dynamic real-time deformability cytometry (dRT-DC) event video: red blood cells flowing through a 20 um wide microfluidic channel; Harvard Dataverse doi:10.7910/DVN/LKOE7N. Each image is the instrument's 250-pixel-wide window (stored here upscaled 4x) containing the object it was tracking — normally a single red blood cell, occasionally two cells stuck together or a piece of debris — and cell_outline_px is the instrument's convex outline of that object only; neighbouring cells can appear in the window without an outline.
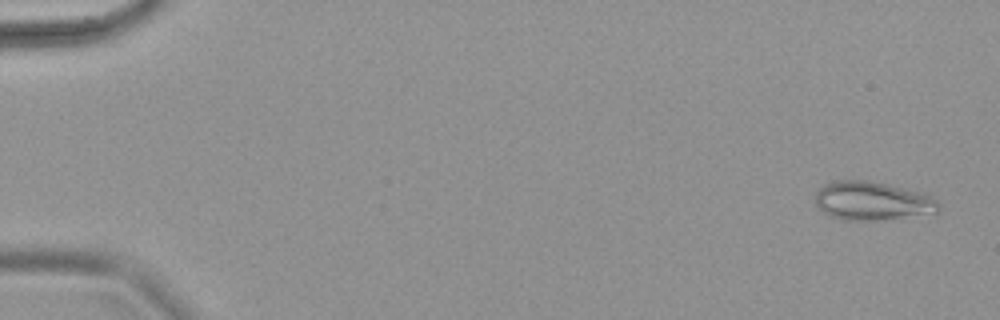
{"species": "common noctule bat (a hibernating species)", "species_latin": "Nyctalus noctula", "temperature_condition": "warm", "stored_images_in_passage": 65, "camera_frame_rate_fps": 3000, "um_per_image_px": 0.085, "animal": {"sex": "female", "body_mass_g": 18.4}, "frame": {"image": 1, "passage_image": 3, "time_ms": 0.667, "image_size_px": [1000, 320], "cell_outline_px": [[940, 212], [880, 220], [840, 220], [824, 212], [816, 204], [816, 192], [824, 184], [840, 180], [868, 180], [888, 184], [924, 192], [932, 196], [940, 204]], "centroid_in_image_um": [74.19, 17.07], "position_along_channel_um": 10.8, "area_um2": 27.92}}
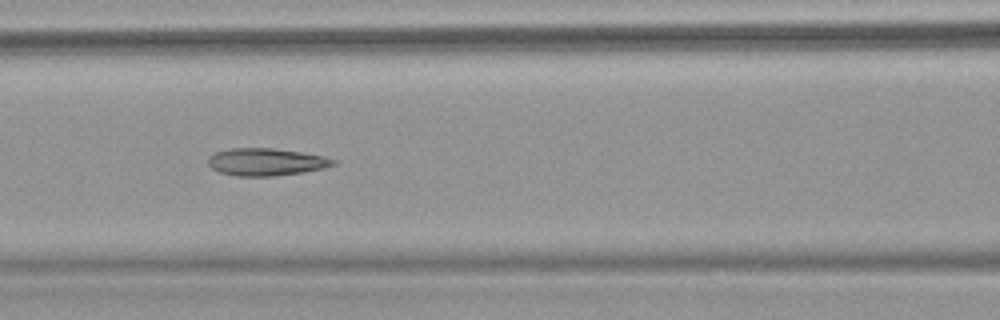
{"frame": {"image": 2, "passage_image": 30, "time_ms": 9.667, "image_size_px": [1000, 320], "cell_outline_px": [[336, 164], [324, 168], [304, 172], [272, 176], [236, 176], [220, 172], [212, 168], [208, 164], [208, 156], [216, 152], [232, 148], [272, 148], [300, 152], [324, 156], [336, 160]], "centroid_in_image_um": [22.62, 13.76], "position_along_channel_um": 144.0, "area_um2": 19.94}}
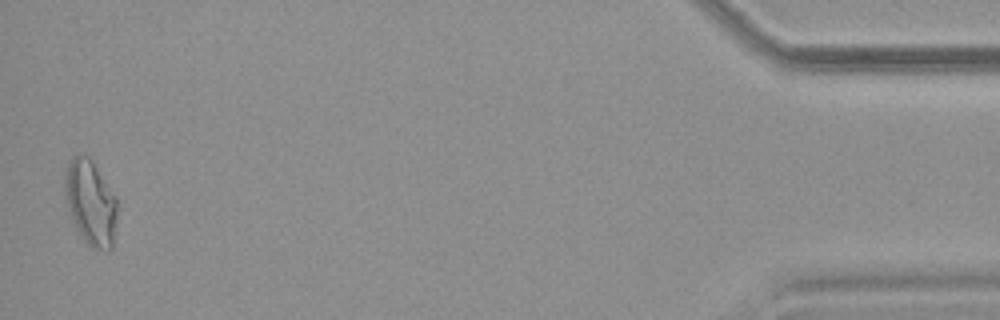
{"frame": {"image": 3, "passage_image": 64, "time_ms": 21.0, "image_size_px": [1000, 320], "cell_outline_px": [[116, 220], [112, 248], [108, 252], [92, 248], [80, 236], [72, 220], [68, 208], [64, 188], [64, 172], [72, 156], [88, 156], [92, 160], [116, 196]], "centroid_in_image_um": [7.69, 17.25], "position_along_channel_um": 427.5, "area_um2": 26.01}}